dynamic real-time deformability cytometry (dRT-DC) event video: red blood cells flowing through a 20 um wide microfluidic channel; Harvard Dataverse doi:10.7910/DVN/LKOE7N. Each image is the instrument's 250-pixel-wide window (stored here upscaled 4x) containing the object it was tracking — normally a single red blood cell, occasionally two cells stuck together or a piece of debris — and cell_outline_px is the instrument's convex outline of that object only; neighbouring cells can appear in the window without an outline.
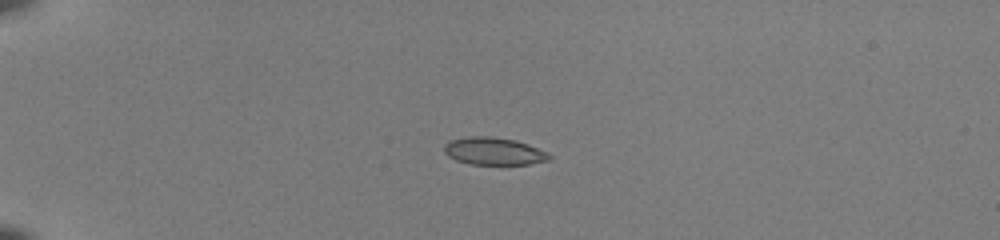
{"species": "common noctule bat (a hibernating species)", "species_latin": "Nyctalus noctula", "temperature_condition": "room temperature", "stored_images_in_passage": 39, "camera_frame_rate_fps": 3000, "um_per_image_px": 0.085, "animal": {"sex": "female", "body_mass_g": 22.0, "forearm_length_mm": 56.7}, "frame": {"image": 1, "passage_image": 1, "time_ms": 0.0, "image_size_px": [1000, 240], "cell_outline_px": [[552, 160], [528, 164], [468, 164], [456, 160], [448, 156], [444, 152], [444, 144], [452, 140], [468, 136], [488, 136], [516, 140], [528, 144], [548, 152], [552, 156]], "centroid_in_image_um": [42.0, 12.85], "position_along_channel_um": 43.0, "area_um2": 16.94}}
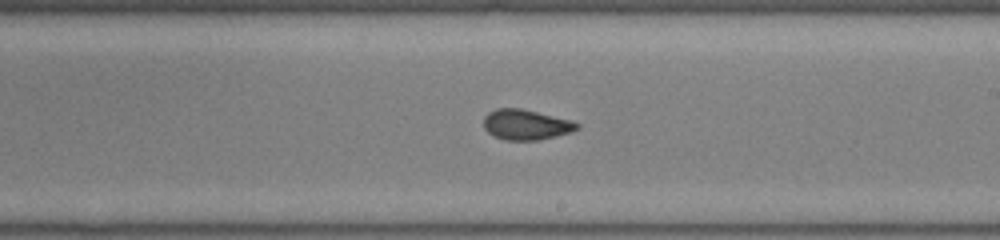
{"frame": {"image": 2, "passage_image": 20, "time_ms": 6.333, "image_size_px": [1000, 240], "cell_outline_px": [[580, 128], [572, 132], [540, 140], [504, 140], [488, 132], [484, 128], [484, 116], [488, 112], [496, 108], [520, 108], [572, 120], [580, 124]], "centroid_in_image_um": [44.73, 10.59], "position_along_channel_um": 244.3, "area_um2": 16.59}}
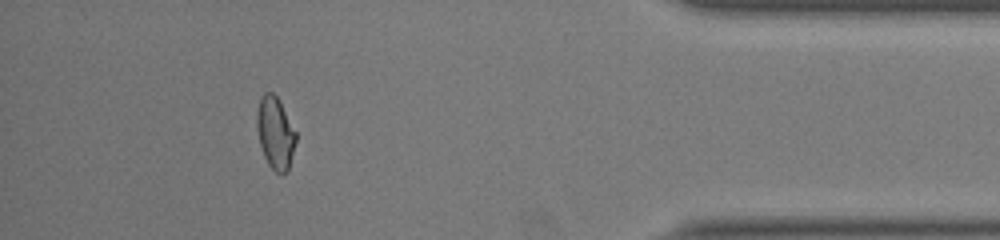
{"frame": {"image": 3, "passage_image": 35, "time_ms": 11.333, "image_size_px": [1000, 240], "cell_outline_px": [[296, 140], [288, 172], [276, 172], [268, 164], [264, 156], [260, 144], [256, 128], [256, 112], [260, 96], [264, 92], [272, 92], [280, 100], [296, 132]], "centroid_in_image_um": [23.38, 11.25], "position_along_channel_um": 411.8, "area_um2": 16.53}, "authors_computed_cell_mechanics": {"area_um2": 16.5886, "velocity_mm_per_s": 4.0097, "shape_relaxation_time_tau1_ms": 9.9543, "shape_relaxation_time_tau2_ms": 0.901, "deformation_change_tau1": 0.25, "deformation_change_tau2": 0.0771}}